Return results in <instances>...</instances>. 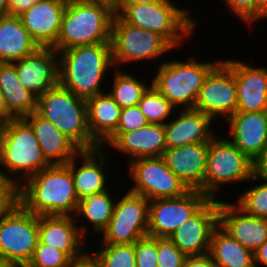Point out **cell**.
Listing matches in <instances>:
<instances>
[{
    "label": "cell",
    "instance_id": "6da1fadb",
    "mask_svg": "<svg viewBox=\"0 0 267 267\" xmlns=\"http://www.w3.org/2000/svg\"><path fill=\"white\" fill-rule=\"evenodd\" d=\"M24 182L19 185V203L26 210L38 216L75 215L79 199L67 164L51 165Z\"/></svg>",
    "mask_w": 267,
    "mask_h": 267
},
{
    "label": "cell",
    "instance_id": "7a4b0ae2",
    "mask_svg": "<svg viewBox=\"0 0 267 267\" xmlns=\"http://www.w3.org/2000/svg\"><path fill=\"white\" fill-rule=\"evenodd\" d=\"M59 84L77 97L89 99L103 93L106 71L114 66L111 43L80 45L58 52Z\"/></svg>",
    "mask_w": 267,
    "mask_h": 267
},
{
    "label": "cell",
    "instance_id": "3957f363",
    "mask_svg": "<svg viewBox=\"0 0 267 267\" xmlns=\"http://www.w3.org/2000/svg\"><path fill=\"white\" fill-rule=\"evenodd\" d=\"M114 17L105 2L67 0L57 43L58 52L80 45L110 43Z\"/></svg>",
    "mask_w": 267,
    "mask_h": 267
},
{
    "label": "cell",
    "instance_id": "277c9868",
    "mask_svg": "<svg viewBox=\"0 0 267 267\" xmlns=\"http://www.w3.org/2000/svg\"><path fill=\"white\" fill-rule=\"evenodd\" d=\"M36 112L51 121L81 151L100 147L88 130L86 100L60 84L37 97Z\"/></svg>",
    "mask_w": 267,
    "mask_h": 267
},
{
    "label": "cell",
    "instance_id": "5b68a950",
    "mask_svg": "<svg viewBox=\"0 0 267 267\" xmlns=\"http://www.w3.org/2000/svg\"><path fill=\"white\" fill-rule=\"evenodd\" d=\"M0 165L7 170L9 180L18 185L21 182L11 178V174L20 173L26 180L51 166L43 155L33 128L24 118L3 123L0 134Z\"/></svg>",
    "mask_w": 267,
    "mask_h": 267
},
{
    "label": "cell",
    "instance_id": "8992f818",
    "mask_svg": "<svg viewBox=\"0 0 267 267\" xmlns=\"http://www.w3.org/2000/svg\"><path fill=\"white\" fill-rule=\"evenodd\" d=\"M190 11L180 9L171 0L134 4L125 7L118 16L127 24L153 31L164 37L173 47L181 45L182 38L191 36L197 22Z\"/></svg>",
    "mask_w": 267,
    "mask_h": 267
},
{
    "label": "cell",
    "instance_id": "52a82bcc",
    "mask_svg": "<svg viewBox=\"0 0 267 267\" xmlns=\"http://www.w3.org/2000/svg\"><path fill=\"white\" fill-rule=\"evenodd\" d=\"M198 62L194 57L185 61L161 63L150 82L174 107L194 108L206 77L220 63Z\"/></svg>",
    "mask_w": 267,
    "mask_h": 267
},
{
    "label": "cell",
    "instance_id": "ba28073f",
    "mask_svg": "<svg viewBox=\"0 0 267 267\" xmlns=\"http://www.w3.org/2000/svg\"><path fill=\"white\" fill-rule=\"evenodd\" d=\"M38 241V215L20 203L0 220V261L9 267H26Z\"/></svg>",
    "mask_w": 267,
    "mask_h": 267
},
{
    "label": "cell",
    "instance_id": "9c48e42d",
    "mask_svg": "<svg viewBox=\"0 0 267 267\" xmlns=\"http://www.w3.org/2000/svg\"><path fill=\"white\" fill-rule=\"evenodd\" d=\"M253 176V162L228 138L214 136L207 153L204 194L215 199L220 186L248 182Z\"/></svg>",
    "mask_w": 267,
    "mask_h": 267
},
{
    "label": "cell",
    "instance_id": "30bf717a",
    "mask_svg": "<svg viewBox=\"0 0 267 267\" xmlns=\"http://www.w3.org/2000/svg\"><path fill=\"white\" fill-rule=\"evenodd\" d=\"M110 43L115 68L125 62L156 59L174 49L158 33L129 25L118 15L112 20Z\"/></svg>",
    "mask_w": 267,
    "mask_h": 267
},
{
    "label": "cell",
    "instance_id": "8fae6325",
    "mask_svg": "<svg viewBox=\"0 0 267 267\" xmlns=\"http://www.w3.org/2000/svg\"><path fill=\"white\" fill-rule=\"evenodd\" d=\"M149 200L131 191L115 203L102 244H134L148 236Z\"/></svg>",
    "mask_w": 267,
    "mask_h": 267
},
{
    "label": "cell",
    "instance_id": "7c38bea8",
    "mask_svg": "<svg viewBox=\"0 0 267 267\" xmlns=\"http://www.w3.org/2000/svg\"><path fill=\"white\" fill-rule=\"evenodd\" d=\"M128 174L134 180L129 191L148 200L178 197L189 190L169 169L163 157L130 160Z\"/></svg>",
    "mask_w": 267,
    "mask_h": 267
},
{
    "label": "cell",
    "instance_id": "4fadbf2b",
    "mask_svg": "<svg viewBox=\"0 0 267 267\" xmlns=\"http://www.w3.org/2000/svg\"><path fill=\"white\" fill-rule=\"evenodd\" d=\"M209 200L200 190L191 189L178 197L149 200L148 236L168 238Z\"/></svg>",
    "mask_w": 267,
    "mask_h": 267
},
{
    "label": "cell",
    "instance_id": "5bb4252c",
    "mask_svg": "<svg viewBox=\"0 0 267 267\" xmlns=\"http://www.w3.org/2000/svg\"><path fill=\"white\" fill-rule=\"evenodd\" d=\"M194 109L209 115L213 120L220 115L227 120L237 112L235 76L222 60L206 77Z\"/></svg>",
    "mask_w": 267,
    "mask_h": 267
},
{
    "label": "cell",
    "instance_id": "9a60e30c",
    "mask_svg": "<svg viewBox=\"0 0 267 267\" xmlns=\"http://www.w3.org/2000/svg\"><path fill=\"white\" fill-rule=\"evenodd\" d=\"M219 225V201L210 199L195 215L182 223L168 238L186 256L209 253L211 237Z\"/></svg>",
    "mask_w": 267,
    "mask_h": 267
},
{
    "label": "cell",
    "instance_id": "2e32d148",
    "mask_svg": "<svg viewBox=\"0 0 267 267\" xmlns=\"http://www.w3.org/2000/svg\"><path fill=\"white\" fill-rule=\"evenodd\" d=\"M58 51L38 47L33 53L13 62L18 79L36 98L59 84Z\"/></svg>",
    "mask_w": 267,
    "mask_h": 267
},
{
    "label": "cell",
    "instance_id": "e0dca14e",
    "mask_svg": "<svg viewBox=\"0 0 267 267\" xmlns=\"http://www.w3.org/2000/svg\"><path fill=\"white\" fill-rule=\"evenodd\" d=\"M67 0H37L18 14L39 47H53L61 29Z\"/></svg>",
    "mask_w": 267,
    "mask_h": 267
},
{
    "label": "cell",
    "instance_id": "ac0fdd59",
    "mask_svg": "<svg viewBox=\"0 0 267 267\" xmlns=\"http://www.w3.org/2000/svg\"><path fill=\"white\" fill-rule=\"evenodd\" d=\"M76 220L69 215H39V241L65 252L72 260L82 257L87 226L77 227Z\"/></svg>",
    "mask_w": 267,
    "mask_h": 267
},
{
    "label": "cell",
    "instance_id": "d6986e66",
    "mask_svg": "<svg viewBox=\"0 0 267 267\" xmlns=\"http://www.w3.org/2000/svg\"><path fill=\"white\" fill-rule=\"evenodd\" d=\"M235 76L237 112L267 111V69L223 60Z\"/></svg>",
    "mask_w": 267,
    "mask_h": 267
},
{
    "label": "cell",
    "instance_id": "ffe728a7",
    "mask_svg": "<svg viewBox=\"0 0 267 267\" xmlns=\"http://www.w3.org/2000/svg\"><path fill=\"white\" fill-rule=\"evenodd\" d=\"M209 143H194L168 148L163 158L169 169L188 189L204 194V177Z\"/></svg>",
    "mask_w": 267,
    "mask_h": 267
},
{
    "label": "cell",
    "instance_id": "44dd1931",
    "mask_svg": "<svg viewBox=\"0 0 267 267\" xmlns=\"http://www.w3.org/2000/svg\"><path fill=\"white\" fill-rule=\"evenodd\" d=\"M219 225L253 254L267 240V219L249 215L236 204L219 200Z\"/></svg>",
    "mask_w": 267,
    "mask_h": 267
},
{
    "label": "cell",
    "instance_id": "7402d4cb",
    "mask_svg": "<svg viewBox=\"0 0 267 267\" xmlns=\"http://www.w3.org/2000/svg\"><path fill=\"white\" fill-rule=\"evenodd\" d=\"M226 122L231 141L254 163L267 147V111L236 112Z\"/></svg>",
    "mask_w": 267,
    "mask_h": 267
},
{
    "label": "cell",
    "instance_id": "603a6c76",
    "mask_svg": "<svg viewBox=\"0 0 267 267\" xmlns=\"http://www.w3.org/2000/svg\"><path fill=\"white\" fill-rule=\"evenodd\" d=\"M213 119L194 108L181 110L179 116L164 124L166 147L209 143L215 136L211 130Z\"/></svg>",
    "mask_w": 267,
    "mask_h": 267
},
{
    "label": "cell",
    "instance_id": "cb8c5ba5",
    "mask_svg": "<svg viewBox=\"0 0 267 267\" xmlns=\"http://www.w3.org/2000/svg\"><path fill=\"white\" fill-rule=\"evenodd\" d=\"M33 128L45 159L51 165H66L81 151L49 120L36 111L24 118Z\"/></svg>",
    "mask_w": 267,
    "mask_h": 267
},
{
    "label": "cell",
    "instance_id": "d4e9b609",
    "mask_svg": "<svg viewBox=\"0 0 267 267\" xmlns=\"http://www.w3.org/2000/svg\"><path fill=\"white\" fill-rule=\"evenodd\" d=\"M103 148L99 147L94 150H83L79 152L83 164L78 168L76 166L77 159L75 155L67 165L71 169V174L74 180V187L78 199L90 196L96 193L107 191L106 176L104 173V157Z\"/></svg>",
    "mask_w": 267,
    "mask_h": 267
},
{
    "label": "cell",
    "instance_id": "484cf974",
    "mask_svg": "<svg viewBox=\"0 0 267 267\" xmlns=\"http://www.w3.org/2000/svg\"><path fill=\"white\" fill-rule=\"evenodd\" d=\"M122 153L138 158L162 157L166 147L164 125L147 124L132 132L122 133L111 145Z\"/></svg>",
    "mask_w": 267,
    "mask_h": 267
},
{
    "label": "cell",
    "instance_id": "4316f807",
    "mask_svg": "<svg viewBox=\"0 0 267 267\" xmlns=\"http://www.w3.org/2000/svg\"><path fill=\"white\" fill-rule=\"evenodd\" d=\"M86 105L89 133L92 139L104 148L105 142L116 132L121 108L105 91L87 99Z\"/></svg>",
    "mask_w": 267,
    "mask_h": 267
},
{
    "label": "cell",
    "instance_id": "83f0119b",
    "mask_svg": "<svg viewBox=\"0 0 267 267\" xmlns=\"http://www.w3.org/2000/svg\"><path fill=\"white\" fill-rule=\"evenodd\" d=\"M38 47L18 15L0 16V63L16 62Z\"/></svg>",
    "mask_w": 267,
    "mask_h": 267
},
{
    "label": "cell",
    "instance_id": "f1b7e54d",
    "mask_svg": "<svg viewBox=\"0 0 267 267\" xmlns=\"http://www.w3.org/2000/svg\"><path fill=\"white\" fill-rule=\"evenodd\" d=\"M0 89L7 107V121L22 119L36 111L37 98L22 85L13 63H0Z\"/></svg>",
    "mask_w": 267,
    "mask_h": 267
},
{
    "label": "cell",
    "instance_id": "f546056e",
    "mask_svg": "<svg viewBox=\"0 0 267 267\" xmlns=\"http://www.w3.org/2000/svg\"><path fill=\"white\" fill-rule=\"evenodd\" d=\"M209 254L216 267H255L254 254L220 225L212 233Z\"/></svg>",
    "mask_w": 267,
    "mask_h": 267
},
{
    "label": "cell",
    "instance_id": "4dcf8cb0",
    "mask_svg": "<svg viewBox=\"0 0 267 267\" xmlns=\"http://www.w3.org/2000/svg\"><path fill=\"white\" fill-rule=\"evenodd\" d=\"M115 203L108 190L86 196L79 200L74 218H86L94 232L101 234L111 220Z\"/></svg>",
    "mask_w": 267,
    "mask_h": 267
},
{
    "label": "cell",
    "instance_id": "1f68e13d",
    "mask_svg": "<svg viewBox=\"0 0 267 267\" xmlns=\"http://www.w3.org/2000/svg\"><path fill=\"white\" fill-rule=\"evenodd\" d=\"M112 90L108 93L115 103L122 109L137 106L144 92L150 85L146 81L135 78L133 74L116 69Z\"/></svg>",
    "mask_w": 267,
    "mask_h": 267
},
{
    "label": "cell",
    "instance_id": "d6a6232c",
    "mask_svg": "<svg viewBox=\"0 0 267 267\" xmlns=\"http://www.w3.org/2000/svg\"><path fill=\"white\" fill-rule=\"evenodd\" d=\"M137 106L148 123L161 125L166 123L165 120L175 108L152 84L144 92Z\"/></svg>",
    "mask_w": 267,
    "mask_h": 267
},
{
    "label": "cell",
    "instance_id": "836d02e7",
    "mask_svg": "<svg viewBox=\"0 0 267 267\" xmlns=\"http://www.w3.org/2000/svg\"><path fill=\"white\" fill-rule=\"evenodd\" d=\"M102 249L93 253L100 267H137L134 244H102Z\"/></svg>",
    "mask_w": 267,
    "mask_h": 267
},
{
    "label": "cell",
    "instance_id": "e575fe53",
    "mask_svg": "<svg viewBox=\"0 0 267 267\" xmlns=\"http://www.w3.org/2000/svg\"><path fill=\"white\" fill-rule=\"evenodd\" d=\"M237 200L236 205L245 213L267 219V181L245 191Z\"/></svg>",
    "mask_w": 267,
    "mask_h": 267
},
{
    "label": "cell",
    "instance_id": "d590c367",
    "mask_svg": "<svg viewBox=\"0 0 267 267\" xmlns=\"http://www.w3.org/2000/svg\"><path fill=\"white\" fill-rule=\"evenodd\" d=\"M72 259L62 251L38 241L34 254L26 267H70Z\"/></svg>",
    "mask_w": 267,
    "mask_h": 267
},
{
    "label": "cell",
    "instance_id": "8d00e7d4",
    "mask_svg": "<svg viewBox=\"0 0 267 267\" xmlns=\"http://www.w3.org/2000/svg\"><path fill=\"white\" fill-rule=\"evenodd\" d=\"M149 124L138 106L121 109L116 132L105 142L109 146L122 134L132 132Z\"/></svg>",
    "mask_w": 267,
    "mask_h": 267
},
{
    "label": "cell",
    "instance_id": "74e56055",
    "mask_svg": "<svg viewBox=\"0 0 267 267\" xmlns=\"http://www.w3.org/2000/svg\"><path fill=\"white\" fill-rule=\"evenodd\" d=\"M186 258L169 238H157L158 267H183Z\"/></svg>",
    "mask_w": 267,
    "mask_h": 267
},
{
    "label": "cell",
    "instance_id": "f35d334b",
    "mask_svg": "<svg viewBox=\"0 0 267 267\" xmlns=\"http://www.w3.org/2000/svg\"><path fill=\"white\" fill-rule=\"evenodd\" d=\"M0 169V220L19 203V185Z\"/></svg>",
    "mask_w": 267,
    "mask_h": 267
},
{
    "label": "cell",
    "instance_id": "ab89813d",
    "mask_svg": "<svg viewBox=\"0 0 267 267\" xmlns=\"http://www.w3.org/2000/svg\"><path fill=\"white\" fill-rule=\"evenodd\" d=\"M137 267L157 266V237L146 236L134 243Z\"/></svg>",
    "mask_w": 267,
    "mask_h": 267
},
{
    "label": "cell",
    "instance_id": "60d3db41",
    "mask_svg": "<svg viewBox=\"0 0 267 267\" xmlns=\"http://www.w3.org/2000/svg\"><path fill=\"white\" fill-rule=\"evenodd\" d=\"M225 5L237 17L241 18L243 23L251 25L255 22V3L254 0H224Z\"/></svg>",
    "mask_w": 267,
    "mask_h": 267
},
{
    "label": "cell",
    "instance_id": "b9f144b4",
    "mask_svg": "<svg viewBox=\"0 0 267 267\" xmlns=\"http://www.w3.org/2000/svg\"><path fill=\"white\" fill-rule=\"evenodd\" d=\"M260 178L262 181H267V147L253 163V176L251 180L257 181Z\"/></svg>",
    "mask_w": 267,
    "mask_h": 267
},
{
    "label": "cell",
    "instance_id": "7bdbcfd3",
    "mask_svg": "<svg viewBox=\"0 0 267 267\" xmlns=\"http://www.w3.org/2000/svg\"><path fill=\"white\" fill-rule=\"evenodd\" d=\"M183 267H216L209 253L199 256H187Z\"/></svg>",
    "mask_w": 267,
    "mask_h": 267
},
{
    "label": "cell",
    "instance_id": "ee69618b",
    "mask_svg": "<svg viewBox=\"0 0 267 267\" xmlns=\"http://www.w3.org/2000/svg\"><path fill=\"white\" fill-rule=\"evenodd\" d=\"M70 267H100V264L93 254L89 255L88 252L80 258L72 260Z\"/></svg>",
    "mask_w": 267,
    "mask_h": 267
},
{
    "label": "cell",
    "instance_id": "f6af8a7d",
    "mask_svg": "<svg viewBox=\"0 0 267 267\" xmlns=\"http://www.w3.org/2000/svg\"><path fill=\"white\" fill-rule=\"evenodd\" d=\"M161 0H116L112 5L114 15H118L125 7L131 6L134 4H148L155 3Z\"/></svg>",
    "mask_w": 267,
    "mask_h": 267
},
{
    "label": "cell",
    "instance_id": "bcb514c9",
    "mask_svg": "<svg viewBox=\"0 0 267 267\" xmlns=\"http://www.w3.org/2000/svg\"><path fill=\"white\" fill-rule=\"evenodd\" d=\"M37 0H9L11 14L18 15L23 10L28 9Z\"/></svg>",
    "mask_w": 267,
    "mask_h": 267
},
{
    "label": "cell",
    "instance_id": "7dc6e473",
    "mask_svg": "<svg viewBox=\"0 0 267 267\" xmlns=\"http://www.w3.org/2000/svg\"><path fill=\"white\" fill-rule=\"evenodd\" d=\"M267 267V240L254 252V265Z\"/></svg>",
    "mask_w": 267,
    "mask_h": 267
},
{
    "label": "cell",
    "instance_id": "c3c4849f",
    "mask_svg": "<svg viewBox=\"0 0 267 267\" xmlns=\"http://www.w3.org/2000/svg\"><path fill=\"white\" fill-rule=\"evenodd\" d=\"M255 3V21L267 18V0H254Z\"/></svg>",
    "mask_w": 267,
    "mask_h": 267
},
{
    "label": "cell",
    "instance_id": "681fc988",
    "mask_svg": "<svg viewBox=\"0 0 267 267\" xmlns=\"http://www.w3.org/2000/svg\"><path fill=\"white\" fill-rule=\"evenodd\" d=\"M0 120L5 123L7 121V107L4 95L0 89Z\"/></svg>",
    "mask_w": 267,
    "mask_h": 267
},
{
    "label": "cell",
    "instance_id": "f907efd6",
    "mask_svg": "<svg viewBox=\"0 0 267 267\" xmlns=\"http://www.w3.org/2000/svg\"><path fill=\"white\" fill-rule=\"evenodd\" d=\"M11 14L9 0H0V16Z\"/></svg>",
    "mask_w": 267,
    "mask_h": 267
},
{
    "label": "cell",
    "instance_id": "816d5d0a",
    "mask_svg": "<svg viewBox=\"0 0 267 267\" xmlns=\"http://www.w3.org/2000/svg\"><path fill=\"white\" fill-rule=\"evenodd\" d=\"M86 1L105 2L112 6L116 0H86Z\"/></svg>",
    "mask_w": 267,
    "mask_h": 267
},
{
    "label": "cell",
    "instance_id": "f5cc1de1",
    "mask_svg": "<svg viewBox=\"0 0 267 267\" xmlns=\"http://www.w3.org/2000/svg\"><path fill=\"white\" fill-rule=\"evenodd\" d=\"M0 267H9V266L3 263L2 261H0Z\"/></svg>",
    "mask_w": 267,
    "mask_h": 267
},
{
    "label": "cell",
    "instance_id": "db71d44e",
    "mask_svg": "<svg viewBox=\"0 0 267 267\" xmlns=\"http://www.w3.org/2000/svg\"><path fill=\"white\" fill-rule=\"evenodd\" d=\"M2 125H3V122L0 120V134H1V130H2Z\"/></svg>",
    "mask_w": 267,
    "mask_h": 267
}]
</instances>
